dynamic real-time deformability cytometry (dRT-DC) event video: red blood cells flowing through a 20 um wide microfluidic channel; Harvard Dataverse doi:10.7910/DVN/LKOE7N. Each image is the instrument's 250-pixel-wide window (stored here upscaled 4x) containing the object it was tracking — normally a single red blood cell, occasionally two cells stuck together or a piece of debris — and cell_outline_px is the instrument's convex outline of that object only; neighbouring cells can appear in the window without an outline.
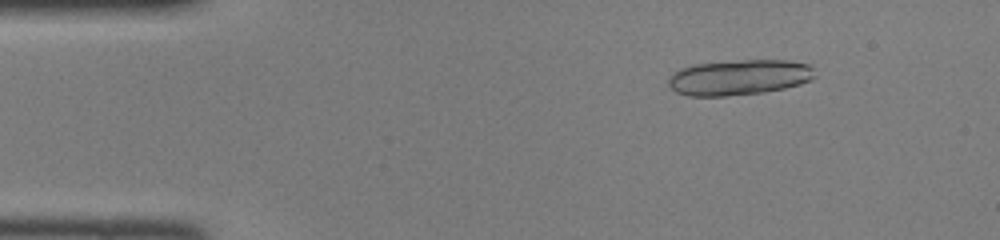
{"species": "common noctule bat (a hibernating species)", "species_latin": "Nyctalus noctula", "temperature_condition": "room temperature", "stored_images_in_passage": 13, "camera_frame_rate_fps": 3000, "um_per_image_px": 0.085, "animal": {"sex": "female", "body_mass_g": 22.0, "forearm_length_mm": 56.7}, "frame": {"image": 1, "passage_image": 6, "time_ms": 1.667, "image_size_px": [1000, 240], "cell_outline_px": [[816, 76], [812, 80], [800, 84], [784, 88], [764, 92], [724, 96], [688, 96], [676, 92], [668, 84], [668, 80], [680, 68], [692, 64], [744, 60], [788, 60], [808, 64], [812, 68]], "centroid_in_image_um": [62.84, 6.57], "position_along_channel_um": 22.2, "area_um2": 30.23}}